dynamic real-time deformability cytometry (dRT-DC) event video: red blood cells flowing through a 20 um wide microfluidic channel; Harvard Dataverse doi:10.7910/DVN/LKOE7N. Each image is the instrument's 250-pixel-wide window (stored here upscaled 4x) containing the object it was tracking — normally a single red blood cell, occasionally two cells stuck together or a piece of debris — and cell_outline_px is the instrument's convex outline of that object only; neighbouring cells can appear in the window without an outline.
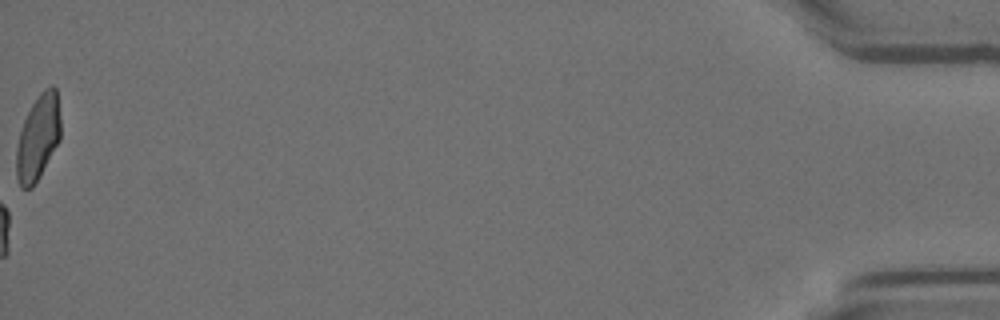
{"species": "Egyptian fruit bat (a non-hibernating species)", "species_latin": "Rousettus aegyptiacus", "temperature_condition": "room temperature", "stored_images_in_passage": 53, "camera_frame_rate_fps": 3000, "um_per_image_px": 0.085, "animal": {"sex": "female"}, "frame": {"image": 1, "passage_image": 53, "time_ms": 17.333, "image_size_px": [1000, 320], "cell_outline_px": [[60, 140], [40, 176], [32, 188], [20, 188], [16, 176], [16, 148], [20, 132], [24, 120], [32, 104], [40, 92], [44, 88], [52, 84], [56, 88], [60, 116]], "centroid_in_image_um": [3.23, 11.69], "position_along_channel_um": 432.0, "area_um2": 22.08}}